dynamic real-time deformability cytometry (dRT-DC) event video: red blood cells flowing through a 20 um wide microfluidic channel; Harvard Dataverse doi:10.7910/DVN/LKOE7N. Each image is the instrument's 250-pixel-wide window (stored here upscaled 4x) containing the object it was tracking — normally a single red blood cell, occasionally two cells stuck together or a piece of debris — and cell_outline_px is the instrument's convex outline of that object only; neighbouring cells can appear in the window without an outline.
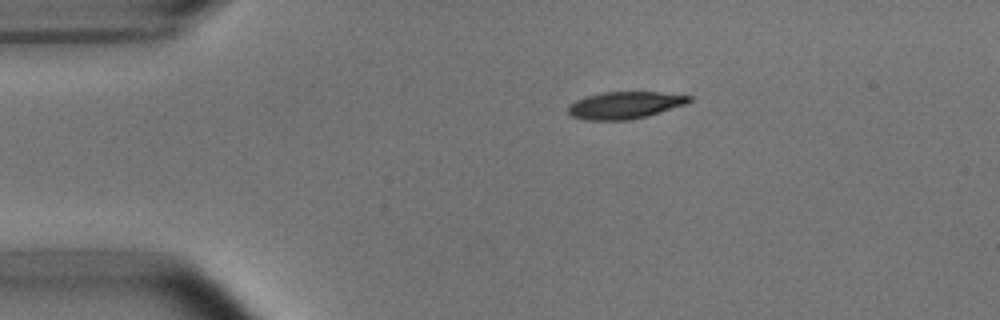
{"species": "common noctule bat (a hibernating species)", "species_latin": "Nyctalus noctula", "temperature_condition": "room temperature", "stored_images_in_passage": 44, "camera_frame_rate_fps": 3000, "um_per_image_px": 0.085, "animal": {"sex": "male", "body_mass_g": 15.6}, "frame": {"image": 1, "passage_image": 1, "time_ms": 0.0, "image_size_px": [1000, 320], "cell_outline_px": [[692, 100], [688, 104], [648, 116], [628, 120], [584, 120], [572, 116], [568, 112], [568, 108], [576, 100], [588, 96], [604, 92], [660, 92], [692, 96]], "centroid_in_image_um": [53.17, 8.94], "position_along_channel_um": 31.8, "area_um2": 19.13}}
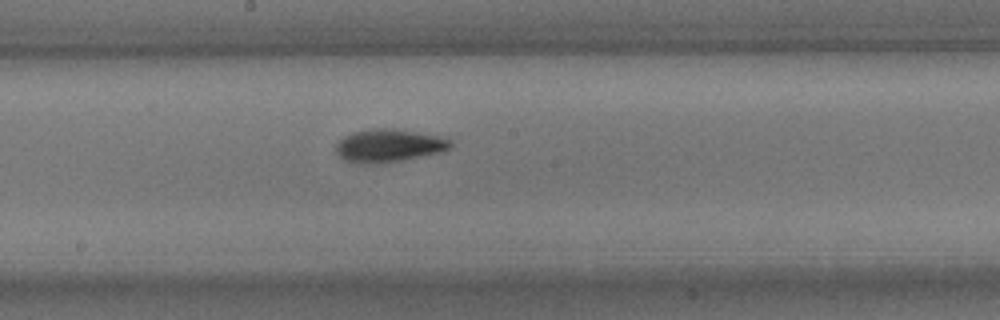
{"frame": {"image": 2, "passage_image": 19, "time_ms": 6.0, "image_size_px": [1000, 320], "cell_outline_px": [[452, 148], [440, 152], [400, 160], [368, 164], [364, 164], [344, 160], [336, 152], [336, 144], [344, 136], [352, 132], [372, 128], [396, 128], [440, 136], [452, 140]], "centroid_in_image_um": [33.05, 12.35], "position_along_channel_um": 215.1, "area_um2": 21.96}}
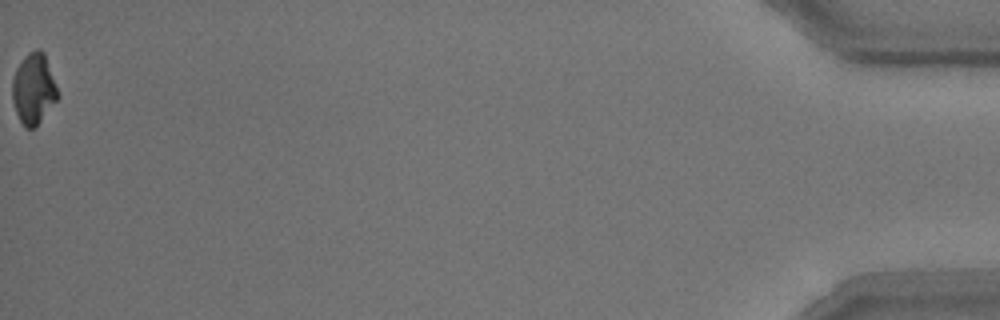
{"frame": {"image": 3, "passage_image": 44, "time_ms": 14.333, "image_size_px": [1000, 320], "cell_outline_px": [[60, 96], [40, 120], [32, 128], [24, 128], [16, 112], [12, 100], [12, 80], [16, 68], [24, 56], [28, 52], [36, 48], [40, 48], [44, 52]], "centroid_in_image_um": [2.84, 7.5], "position_along_channel_um": 432.4, "area_um2": 18.61}, "authors_computed_cell_mechanics": {"area_um2": 20.1144, "velocity_mm_per_s": 3.7648, "shape_relaxation_time_tau1_ms": 2.3052, "shape_relaxation_time_tau2_ms": 2.8745, "deformation_change_tau1": 0.1468, "deformation_change_tau2": 0.0849}}